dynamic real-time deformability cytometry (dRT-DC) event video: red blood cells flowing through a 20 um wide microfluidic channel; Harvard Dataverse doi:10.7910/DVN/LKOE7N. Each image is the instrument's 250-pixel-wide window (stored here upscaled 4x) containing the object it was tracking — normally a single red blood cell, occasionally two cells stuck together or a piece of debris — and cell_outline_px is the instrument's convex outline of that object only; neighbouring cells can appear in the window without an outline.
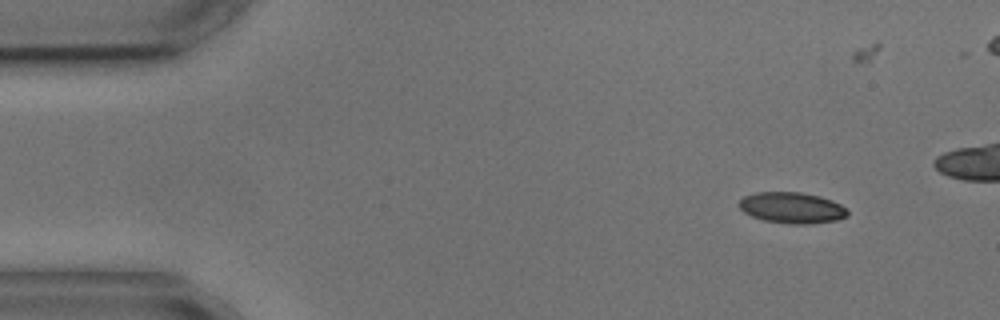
{"species": "common noctule bat (a hibernating species)", "species_latin": "Nyctalus noctula", "temperature_condition": "cold", "stored_images_in_passage": 9, "camera_frame_rate_fps": 3000, "um_per_image_px": 0.085, "animal": {"sex": "male", "body_mass_g": 17.9, "forearm_length_mm": 54.2}, "frame": {"image": 1, "passage_image": 1, "time_ms": 0.0, "image_size_px": [1000, 320], "cell_outline_px": [[848, 216], [836, 220], [808, 224], [788, 224], [764, 220], [752, 216], [744, 212], [736, 204], [744, 196], [756, 192], [800, 192], [820, 196], [832, 200], [840, 204], [848, 212]], "centroid_in_image_um": [67.29, 17.66], "position_along_channel_um": 17.7, "area_um2": 19.65}}